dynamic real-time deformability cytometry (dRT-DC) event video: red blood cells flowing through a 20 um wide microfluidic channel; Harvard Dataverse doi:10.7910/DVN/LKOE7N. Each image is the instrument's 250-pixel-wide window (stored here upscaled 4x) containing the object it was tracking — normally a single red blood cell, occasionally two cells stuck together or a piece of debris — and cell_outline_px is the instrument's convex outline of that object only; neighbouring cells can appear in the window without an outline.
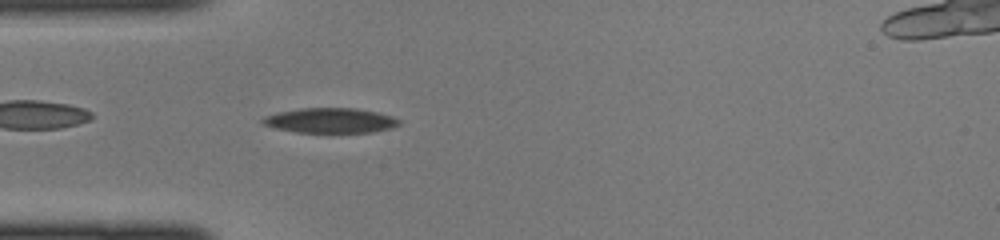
{"species": "common noctule bat (a hibernating species)", "species_latin": "Nyctalus noctula", "temperature_condition": "cold", "stored_images_in_passage": 33, "camera_frame_rate_fps": 3000, "um_per_image_px": 0.085, "animal": {"sex": "female", "body_mass_g": 22.0, "forearm_length_mm": 56.7}, "frame": {"image": 1, "passage_image": 1, "time_ms": 0.0, "image_size_px": [1000, 240], "cell_outline_px": [[400, 124], [392, 128], [372, 132], [296, 132], [276, 128], [260, 124], [260, 120], [264, 116], [276, 112], [300, 108], [356, 108], [376, 112], [392, 116], [400, 120]], "centroid_in_image_um": [28.04, 10.23], "position_along_channel_um": 57.0, "area_um2": 19.94}}
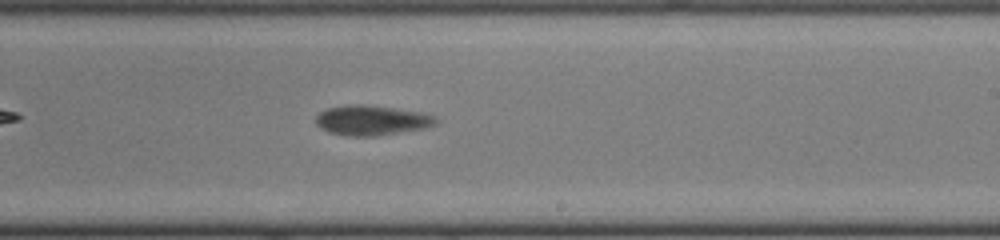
{"frame": {"image": 2, "passage_image": 15, "time_ms": 4.667, "image_size_px": [1000, 240], "cell_outline_px": [[440, 120], [436, 124], [424, 128], [376, 136], [348, 136], [328, 132], [320, 128], [316, 124], [316, 116], [320, 112], [328, 108], [348, 104], [364, 104], [396, 108], [424, 112], [436, 116]], "centroid_in_image_um": [31.62, 10.22], "position_along_channel_um": 257.4, "area_um2": 21.21}}
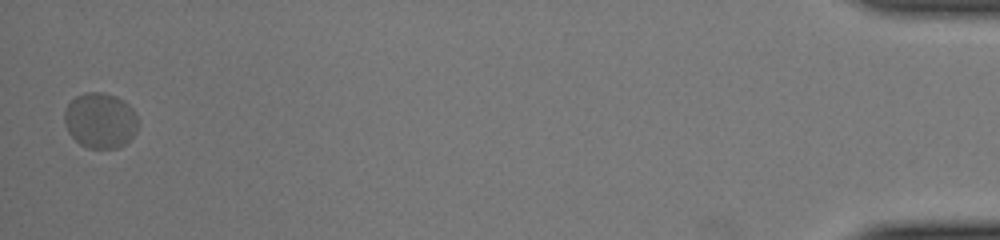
{"frame": {"image": 3, "passage_image": 33, "time_ms": 10.667, "image_size_px": [1000, 240], "cell_outline_px": [[136, 128], [132, 136], [124, 144], [116, 148], [88, 148], [80, 144], [68, 132], [64, 124], [64, 112], [68, 104], [76, 96], [84, 92], [100, 92], [116, 96], [124, 100], [132, 108], [136, 116]], "centroid_in_image_um": [8.49, 10.23], "position_along_channel_um": 426.7, "area_um2": 23.64}}